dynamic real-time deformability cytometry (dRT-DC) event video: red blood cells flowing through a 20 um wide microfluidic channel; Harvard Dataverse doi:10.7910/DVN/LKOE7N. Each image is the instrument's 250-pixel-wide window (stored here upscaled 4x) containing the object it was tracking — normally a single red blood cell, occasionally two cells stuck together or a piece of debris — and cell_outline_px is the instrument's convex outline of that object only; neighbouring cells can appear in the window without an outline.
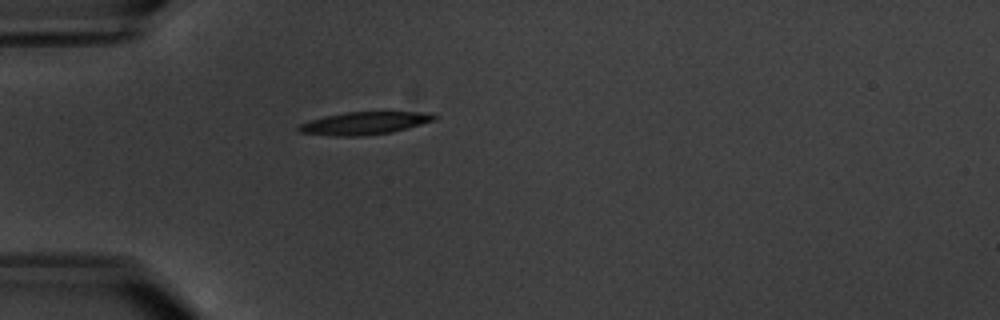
{"species": "common noctule bat (a hibernating species)", "species_latin": "Nyctalus noctula", "temperature_condition": "warm", "stored_images_in_passage": 2, "camera_frame_rate_fps": 3000, "um_per_image_px": 0.085, "animal": {"sex": "male", "body_mass_g": 20.1, "forearm_length_mm": 53.5}, "frame": {"image": 1, "passage_image": 2, "time_ms": 1.333, "image_size_px": [1000, 320], "cell_outline_px": [[440, 116], [436, 120], [392, 132], [360, 136], [336, 136], [300, 132], [296, 128], [300, 124], [308, 120], [348, 112], [432, 112]], "centroid_in_image_um": [31.04, 10.46], "position_along_channel_um": 54.0, "area_um2": 17.86}}